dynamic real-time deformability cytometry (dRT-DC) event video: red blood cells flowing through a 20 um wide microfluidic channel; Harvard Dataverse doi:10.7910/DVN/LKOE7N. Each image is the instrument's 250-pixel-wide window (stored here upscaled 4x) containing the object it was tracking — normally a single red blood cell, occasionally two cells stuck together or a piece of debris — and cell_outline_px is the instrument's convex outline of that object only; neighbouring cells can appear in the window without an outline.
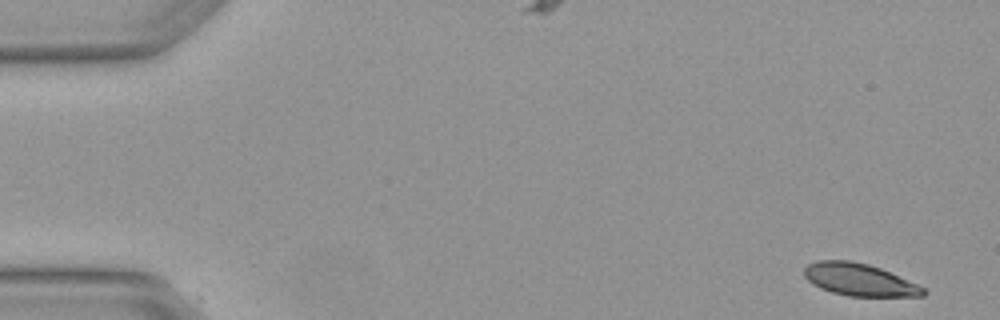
{"species": "Egyptian fruit bat (a non-hibernating species)", "species_latin": "Rousettus aegyptiacus", "temperature_condition": "warm", "stored_images_in_passage": 5, "camera_frame_rate_fps": 3000, "um_per_image_px": 0.085, "animal": {"sex": "female"}, "frame": {"image": 1, "passage_image": 1, "time_ms": 0.0, "image_size_px": [1000, 320], "cell_outline_px": [[928, 292], [924, 296], [848, 296], [832, 292], [820, 288], [812, 284], [804, 276], [804, 268], [808, 264], [816, 260], [852, 260], [868, 264], [880, 268], [916, 284], [924, 288]], "centroid_in_image_um": [73.01, 23.77], "position_along_channel_um": 12.0, "area_um2": 22.37}}
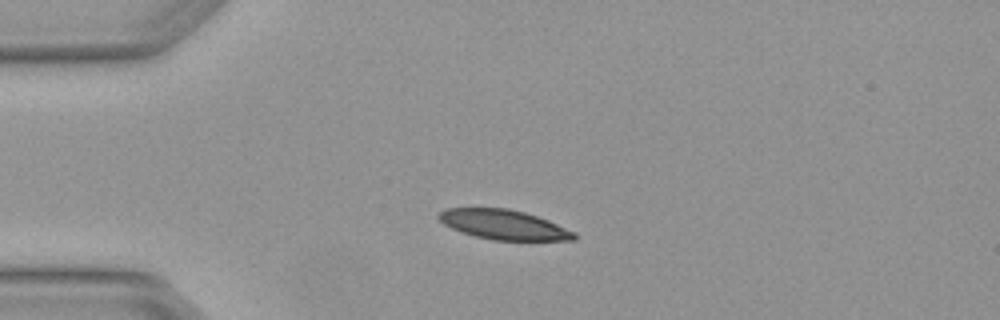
{"frame": {"image": 2, "passage_image": 4, "time_ms": 1.0, "image_size_px": [1000, 320], "cell_outline_px": [[576, 240], [492, 240], [460, 232], [444, 224], [436, 216], [440, 212], [448, 208], [508, 208], [524, 212], [548, 220], [576, 232]], "centroid_in_image_um": [42.82, 19.09], "position_along_channel_um": 42.2, "area_um2": 23.35}}